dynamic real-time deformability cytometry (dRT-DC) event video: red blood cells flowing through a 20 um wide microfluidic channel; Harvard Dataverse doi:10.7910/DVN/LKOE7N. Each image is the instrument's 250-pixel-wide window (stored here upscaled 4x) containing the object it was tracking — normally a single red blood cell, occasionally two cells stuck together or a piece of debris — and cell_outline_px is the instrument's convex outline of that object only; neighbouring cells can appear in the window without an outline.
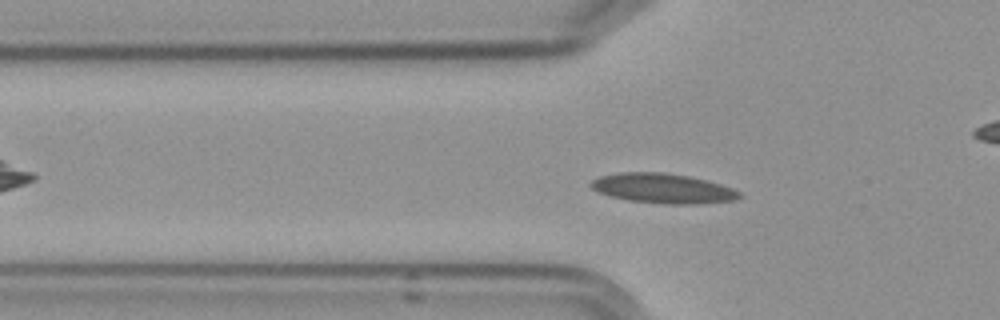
{"species": "Egyptian fruit bat (a non-hibernating species)", "species_latin": "Rousettus aegyptiacus", "temperature_condition": "cold", "stored_images_in_passage": 54, "camera_frame_rate_fps": 3000, "um_per_image_px": 0.085, "frame": {"image": 1, "passage_image": 15, "time_ms": 4.667, "image_size_px": [1000, 320], "cell_outline_px": [[744, 196], [736, 200], [700, 204], [664, 204], [628, 200], [608, 196], [596, 192], [588, 184], [592, 180], [600, 176], [620, 172], [664, 172], [688, 176], [720, 184], [732, 188], [740, 192]], "centroid_in_image_um": [56.33, 16.02], "position_along_channel_um": 69.5, "area_um2": 26.01}}
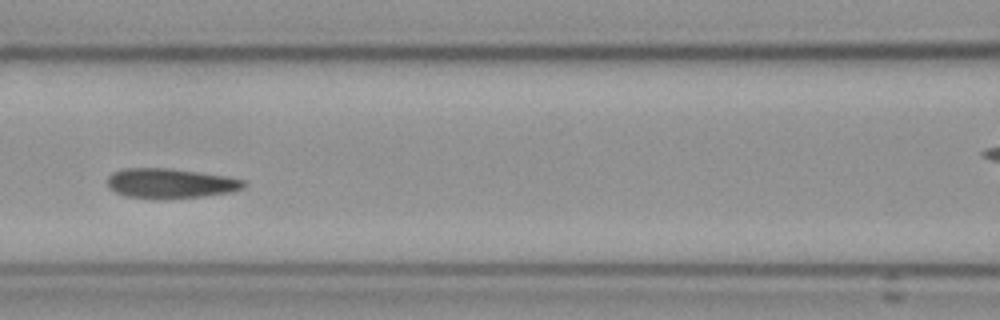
{"frame": {"image": 2, "passage_image": 22, "time_ms": 7.0, "image_size_px": [1000, 320], "cell_outline_px": [[248, 184], [244, 188], [232, 192], [204, 196], [164, 200], [152, 200], [124, 196], [108, 188], [108, 176], [112, 172], [124, 168], [168, 168], [228, 176], [244, 180]], "centroid_in_image_um": [14.48, 15.61], "position_along_channel_um": 152.1, "area_um2": 24.33}}
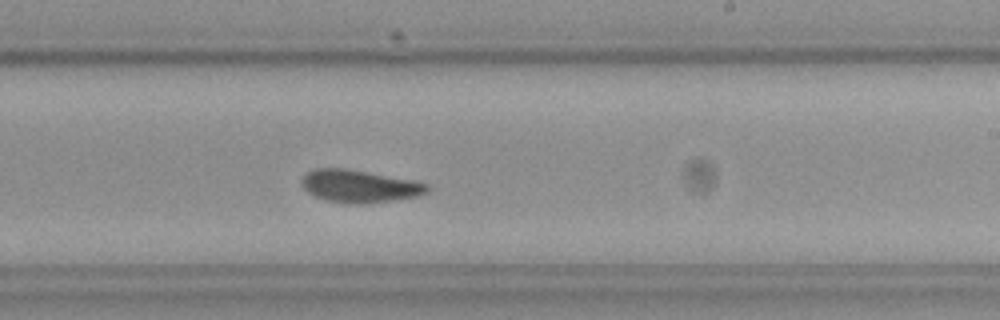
{"frame": {"image": 3, "passage_image": 31, "time_ms": 10.0, "image_size_px": [1000, 320], "cell_outline_px": [[428, 192], [420, 196], [364, 204], [348, 204], [328, 200], [312, 196], [304, 188], [300, 180], [308, 172], [316, 168], [344, 168], [416, 180], [428, 184]], "centroid_in_image_um": [30.57, 15.83], "position_along_channel_um": 258.4, "area_um2": 23.93}, "authors_computed_cell_mechanics": {"area_um2": 23.5535, "velocity_mm_per_s": 3.5596, "shape_relaxation_time_tau1_ms": 8.2013, "shape_relaxation_time_tau2_ms": 1.3318, "deformation_change_tau1": 0.1666, "deformation_change_tau2": 0.039}}